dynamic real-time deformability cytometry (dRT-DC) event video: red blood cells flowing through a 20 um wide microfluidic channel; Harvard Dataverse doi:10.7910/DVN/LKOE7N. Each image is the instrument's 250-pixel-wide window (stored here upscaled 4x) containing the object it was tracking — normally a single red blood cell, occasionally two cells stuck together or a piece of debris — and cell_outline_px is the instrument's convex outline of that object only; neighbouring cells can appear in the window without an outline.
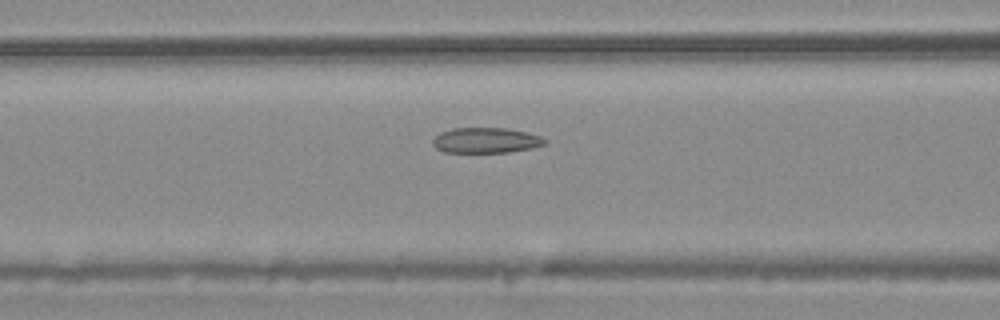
{"species": "common noctule bat (a hibernating species)", "species_latin": "Nyctalus noctula", "temperature_condition": "warm", "stored_images_in_passage": 55, "camera_frame_rate_fps": 3000, "um_per_image_px": 0.085, "animal": {"sex": "male", "body_mass_g": 20.4}, "frame": {"image": 1, "passage_image": 23, "time_ms": 7.333, "image_size_px": [1000, 320], "cell_outline_px": [[548, 140], [544, 144], [532, 148], [508, 152], [444, 152], [436, 148], [432, 144], [432, 140], [440, 132], [452, 128], [508, 128], [528, 132], [540, 136]], "centroid_in_image_um": [41.3, 11.92], "position_along_channel_um": 125.3, "area_um2": 16.65}}
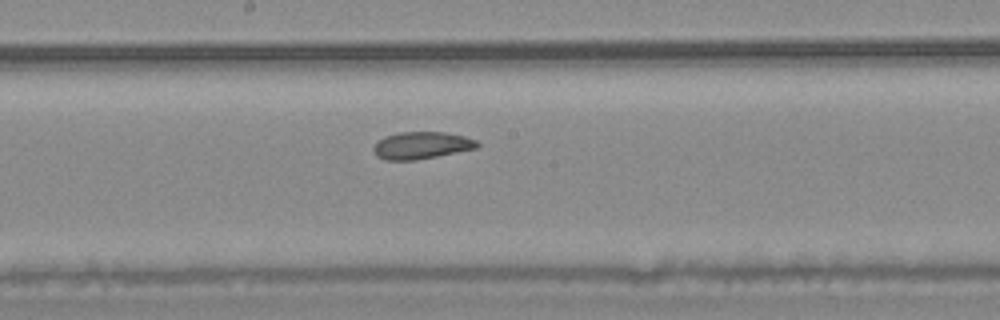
{"frame": {"image": 2, "passage_image": 30, "time_ms": 9.667, "image_size_px": [1000, 320], "cell_outline_px": [[480, 144], [476, 148], [416, 160], [384, 160], [376, 156], [372, 148], [376, 140], [384, 136], [400, 132], [444, 132], [464, 136], [476, 140]], "centroid_in_image_um": [35.77, 12.35], "position_along_channel_um": 212.4, "area_um2": 16.47}}
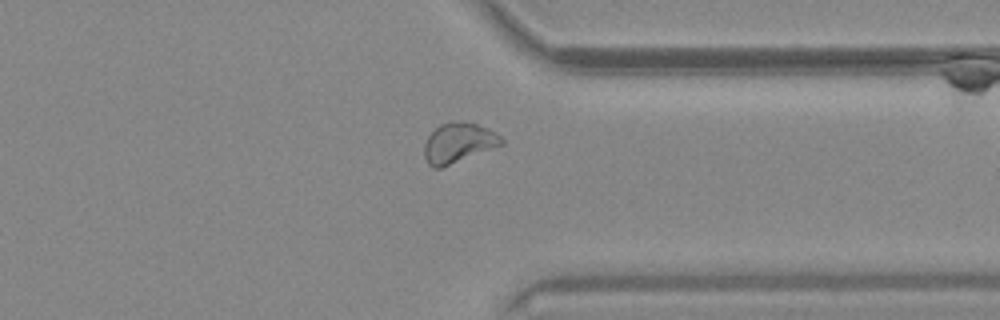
{"frame": {"image": 3, "passage_image": 43, "time_ms": 14.0, "image_size_px": [1000, 320], "cell_outline_px": [[504, 144], [440, 168], [432, 168], [428, 164], [424, 156], [424, 144], [428, 136], [440, 124], [460, 120], [464, 120], [488, 128], [496, 132], [504, 140]], "centroid_in_image_um": [38.97, 12.13], "position_along_channel_um": 372.4, "area_um2": 17.98}, "authors_computed_cell_mechanics": {"area_um2": 19.0162, "velocity_mm_per_s": 3.7299, "shape_relaxation_time_tau1_ms": null, "shape_relaxation_time_tau2_ms": 3.0671, "deformation_change_tau1": null, "deformation_change_tau2": 0.0788}}